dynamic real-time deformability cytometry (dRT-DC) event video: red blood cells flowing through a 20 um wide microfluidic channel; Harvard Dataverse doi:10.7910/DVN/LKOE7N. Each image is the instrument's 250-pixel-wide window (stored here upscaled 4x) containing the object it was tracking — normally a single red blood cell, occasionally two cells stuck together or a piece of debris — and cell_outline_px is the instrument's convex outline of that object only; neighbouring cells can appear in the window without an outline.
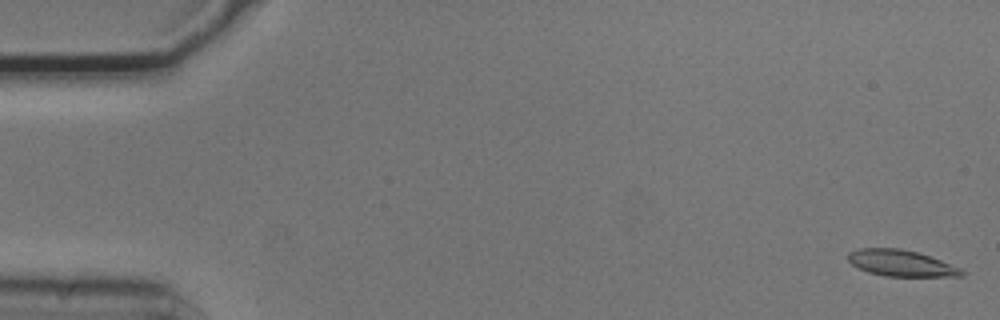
{"species": "common noctule bat (a hibernating species)", "species_latin": "Nyctalus noctula", "temperature_condition": "cold", "stored_images_in_passage": 54, "camera_frame_rate_fps": 3000, "um_per_image_px": 0.085, "animal": {"sex": "male", "body_mass_g": 20.5, "forearm_length_mm": 52.5}, "frame": {"image": 1, "passage_image": 1, "time_ms": 0.0, "image_size_px": [1000, 320], "cell_outline_px": [[964, 276], [884, 276], [868, 272], [852, 264], [848, 260], [848, 252], [860, 248], [900, 248], [916, 252], [940, 260], [960, 268], [964, 272]], "centroid_in_image_um": [76.56, 22.37], "position_along_channel_um": 8.4, "area_um2": 17.17}}
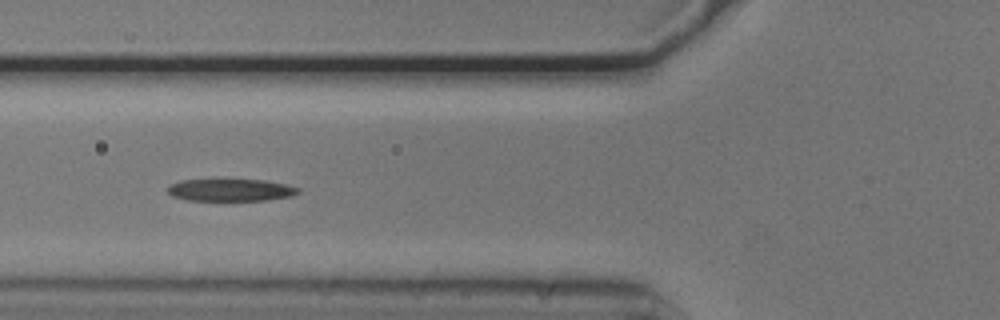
{"frame": {"image": 2, "passage_image": 20, "time_ms": 6.333, "image_size_px": [1000, 320], "cell_outline_px": [[300, 192], [292, 196], [264, 200], [188, 200], [172, 196], [164, 188], [168, 184], [180, 180], [264, 180], [284, 184], [300, 188]], "centroid_in_image_um": [19.55, 16.15], "position_along_channel_um": 106.2, "area_um2": 16.88}}
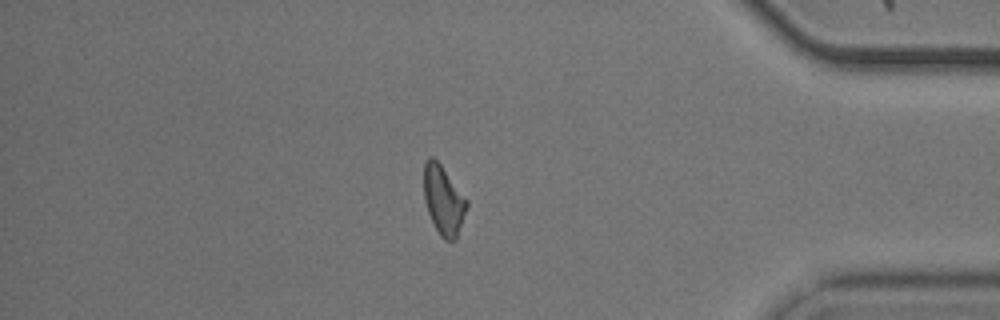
{"frame": {"image": 3, "passage_image": 46, "time_ms": 15.0, "image_size_px": [1000, 320], "cell_outline_px": [[468, 204], [456, 240], [444, 240], [440, 236], [428, 212], [424, 200], [424, 160], [428, 156], [432, 156], [440, 164], [468, 200]], "centroid_in_image_um": [37.69, 17.0], "position_along_channel_um": 397.5, "area_um2": 17.17}, "authors_computed_cell_mechanics": {"area_um2": 17.5423, "velocity_mm_per_s": 3.7232, "shape_relaxation_time_tau1_ms": 2.6766, "shape_relaxation_time_tau2_ms": 3.3923, "deformation_change_tau1": 0.1331, "deformation_change_tau2": 0.1221}}